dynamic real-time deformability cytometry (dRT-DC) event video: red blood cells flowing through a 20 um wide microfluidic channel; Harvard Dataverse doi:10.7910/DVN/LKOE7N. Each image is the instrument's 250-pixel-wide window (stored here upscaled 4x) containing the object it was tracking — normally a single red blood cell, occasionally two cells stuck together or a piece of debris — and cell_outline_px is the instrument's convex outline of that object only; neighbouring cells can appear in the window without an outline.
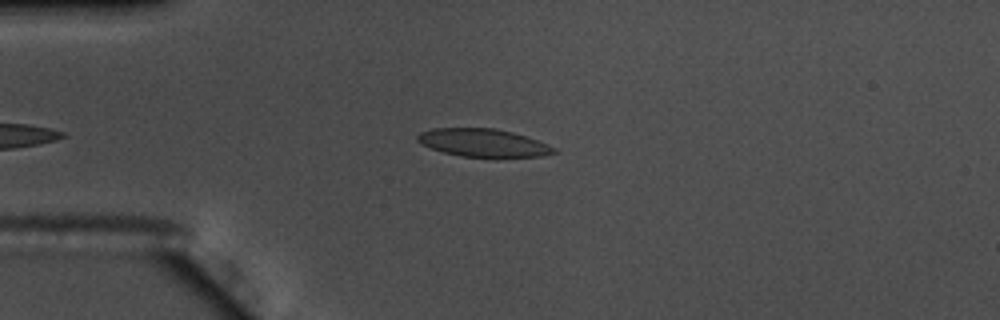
{"species": "common noctule bat (a hibernating species)", "species_latin": "Nyctalus noctula", "temperature_condition": "warm", "stored_images_in_passage": 41, "camera_frame_rate_fps": 3000, "um_per_image_px": 0.085, "animal": {"sex": "male", "body_mass_g": 17.5, "forearm_length_mm": 52.3}, "frame": {"image": 1, "passage_image": 4, "time_ms": 1.0, "image_size_px": [1000, 320], "cell_outline_px": [[560, 152], [544, 156], [460, 156], [444, 152], [432, 148], [416, 140], [416, 136], [420, 132], [432, 128], [496, 128], [512, 132], [548, 144], [556, 148]], "centroid_in_image_um": [41.09, 12.12], "position_along_channel_um": 43.9, "area_um2": 21.91}}
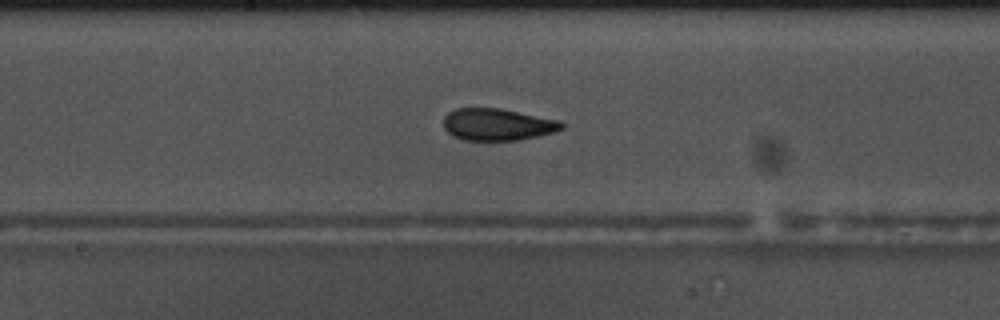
{"frame": {"image": 2, "passage_image": 19, "time_ms": 6.0, "image_size_px": [1000, 320], "cell_outline_px": [[564, 128], [556, 132], [516, 140], [464, 140], [452, 136], [444, 128], [444, 116], [448, 112], [456, 108], [500, 108], [560, 120], [564, 124]], "centroid_in_image_um": [42.29, 10.58], "position_along_channel_um": 205.9, "area_um2": 22.08}}
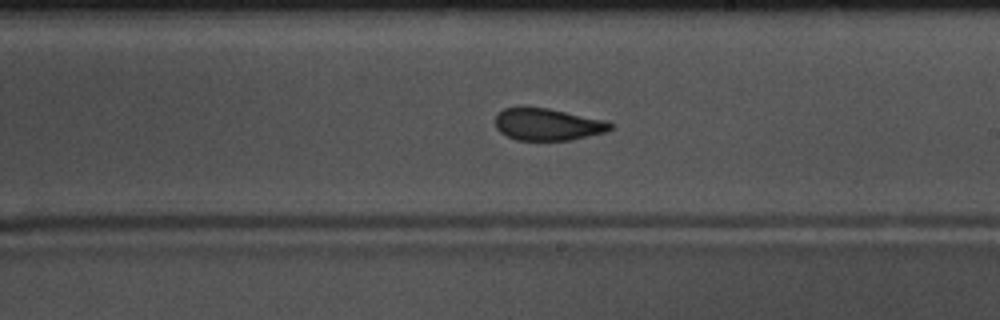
{"frame": {"image": 3, "passage_image": 22, "time_ms": 7.0, "image_size_px": [1000, 320], "cell_outline_px": [[612, 128], [604, 132], [588, 136], [568, 140], [516, 140], [500, 132], [496, 128], [496, 116], [504, 108], [520, 104], [548, 108], [604, 120], [612, 124]], "centroid_in_image_um": [46.48, 10.54], "position_along_channel_um": 242.5, "area_um2": 21.68}, "authors_computed_cell_mechanics": {"area_um2": 22.5998, "velocity_mm_per_s": 3.6697, "shape_relaxation_time_tau1_ms": 6.1236, "shape_relaxation_time_tau2_ms": 1.5359, "deformation_change_tau1": 0.1493, "deformation_change_tau2": 0.0648}}